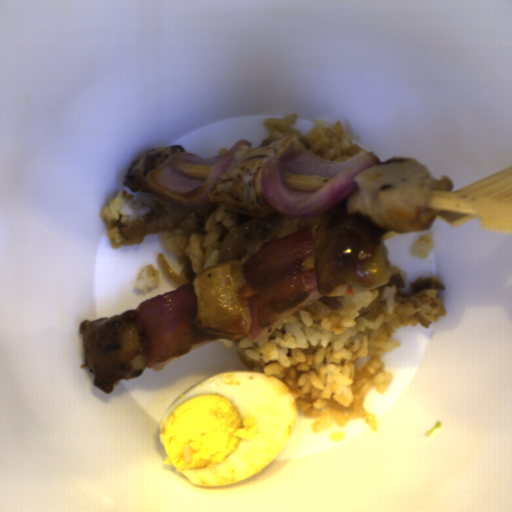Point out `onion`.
I'll return each mask as SVG.
<instances>
[{
    "mask_svg": "<svg viewBox=\"0 0 512 512\" xmlns=\"http://www.w3.org/2000/svg\"><path fill=\"white\" fill-rule=\"evenodd\" d=\"M156 261L158 267L164 273V275L170 279L174 284L183 285L187 284L167 263L164 255L160 252L157 253Z\"/></svg>",
    "mask_w": 512,
    "mask_h": 512,
    "instance_id": "obj_1",
    "label": "onion"
}]
</instances>
